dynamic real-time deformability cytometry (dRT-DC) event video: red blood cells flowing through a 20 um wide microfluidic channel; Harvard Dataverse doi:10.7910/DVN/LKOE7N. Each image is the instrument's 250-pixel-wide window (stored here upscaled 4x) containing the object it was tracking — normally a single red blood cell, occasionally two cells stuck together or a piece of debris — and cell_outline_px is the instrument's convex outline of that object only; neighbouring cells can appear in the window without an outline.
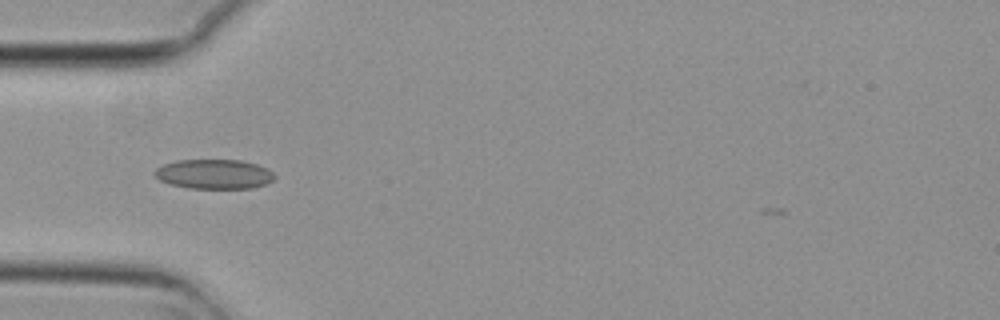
{"species": "common noctule bat (a hibernating species)", "species_latin": "Nyctalus noctula", "temperature_condition": "cold", "stored_images_in_passage": 7, "camera_frame_rate_fps": 3000, "um_per_image_px": 0.085, "animal": {"sex": "female", "body_mass_g": 29.2, "forearm_length_mm": 56.3}, "frame": {"image": 1, "passage_image": 6, "time_ms": 1.667, "image_size_px": [1000, 320], "cell_outline_px": [[276, 176], [268, 184], [252, 188], [188, 188], [172, 184], [160, 180], [152, 172], [156, 168], [164, 164], [176, 160], [240, 160], [256, 164], [272, 172]], "centroid_in_image_um": [18.19, 14.8], "position_along_channel_um": 66.8, "area_um2": 20.58}}